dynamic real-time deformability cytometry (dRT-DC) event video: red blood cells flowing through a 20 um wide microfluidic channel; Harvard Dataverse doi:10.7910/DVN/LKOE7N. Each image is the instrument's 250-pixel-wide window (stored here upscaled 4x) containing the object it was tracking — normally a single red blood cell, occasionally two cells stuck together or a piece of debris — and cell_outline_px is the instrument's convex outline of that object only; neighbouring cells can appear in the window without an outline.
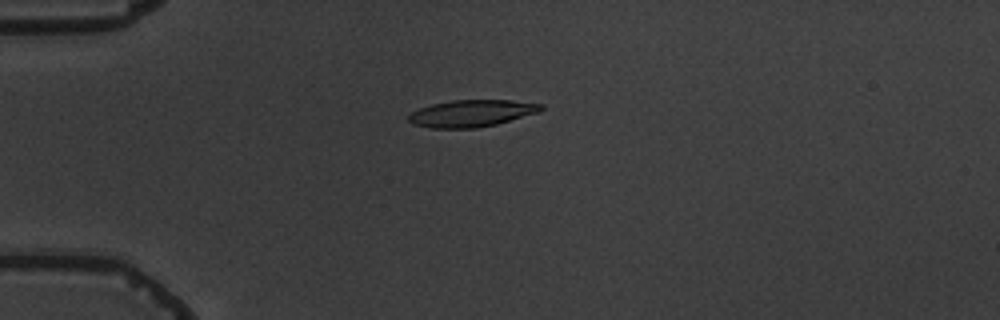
{"species": "common noctule bat (a hibernating species)", "species_latin": "Nyctalus noctula", "temperature_condition": "warm", "stored_images_in_passage": 10, "camera_frame_rate_fps": 3000, "um_per_image_px": 0.085, "animal": {"sex": "male", "body_mass_g": 19.5, "forearm_length_mm": 54.6}, "frame": {"image": 1, "passage_image": 4, "time_ms": 4.333, "image_size_px": [1000, 320], "cell_outline_px": [[544, 108], [540, 112], [496, 124], [476, 128], [432, 128], [412, 124], [408, 120], [408, 116], [412, 112], [420, 108], [432, 104], [452, 100], [512, 100], [544, 104]], "centroid_in_image_um": [40.11, 9.63], "position_along_channel_um": 44.9, "area_um2": 20.81}}
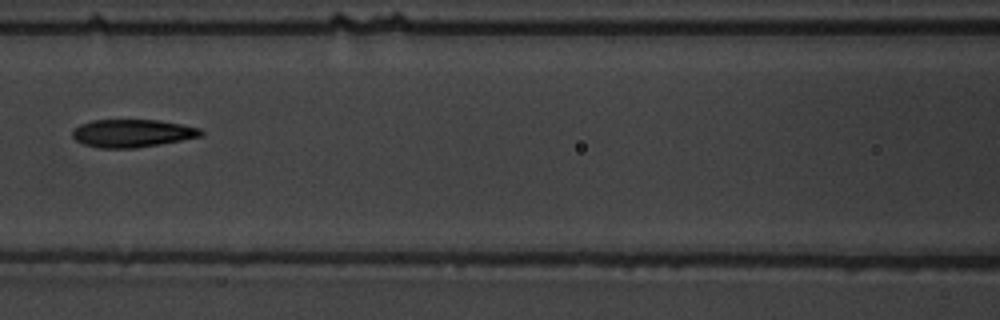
{"frame": {"image": 2, "passage_image": 7, "time_ms": 8.0, "image_size_px": [1000, 320], "cell_outline_px": [[204, 136], [160, 144], [136, 148], [96, 148], [84, 144], [76, 140], [72, 136], [72, 132], [80, 124], [92, 120], [160, 120], [200, 128], [204, 132]], "centroid_in_image_um": [11.26, 11.33], "position_along_channel_um": 155.3, "area_um2": 20.92}}
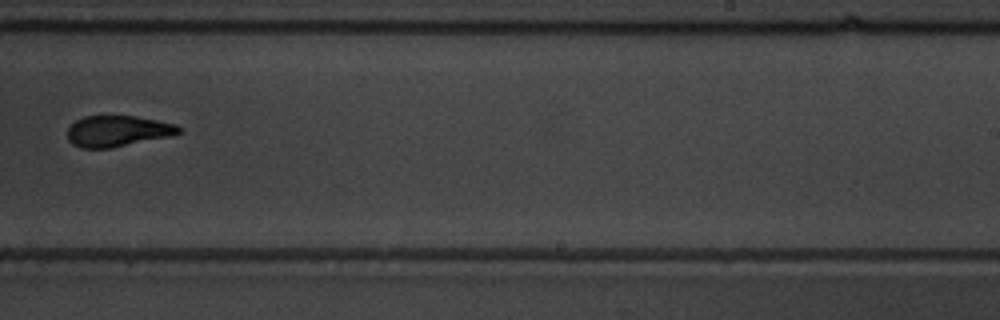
{"frame": {"image": 3, "passage_image": 10, "time_ms": 11.333, "image_size_px": [1000, 320], "cell_outline_px": [[184, 132], [172, 136], [108, 148], [80, 148], [72, 144], [68, 140], [68, 128], [76, 120], [84, 116], [136, 116], [176, 124], [184, 128]], "centroid_in_image_um": [10.04, 11.14], "position_along_channel_um": 279.0, "area_um2": 20.23}}